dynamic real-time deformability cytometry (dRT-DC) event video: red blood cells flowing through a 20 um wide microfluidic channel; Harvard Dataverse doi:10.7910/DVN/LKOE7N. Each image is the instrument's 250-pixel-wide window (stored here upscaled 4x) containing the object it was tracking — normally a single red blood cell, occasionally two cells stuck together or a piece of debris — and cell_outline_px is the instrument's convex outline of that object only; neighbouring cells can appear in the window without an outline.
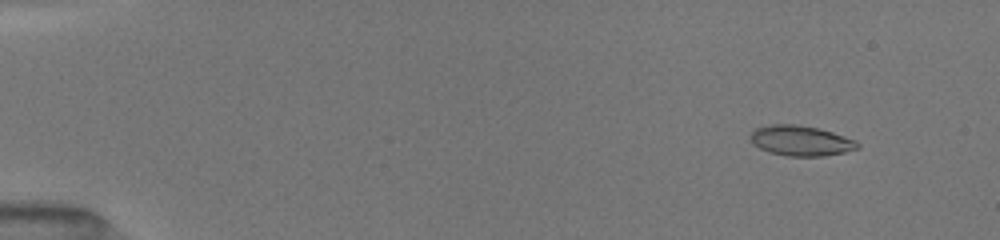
{"species": "common noctule bat (a hibernating species)", "species_latin": "Nyctalus noctula", "temperature_condition": "room temperature", "stored_images_in_passage": 15, "camera_frame_rate_fps": 3000, "um_per_image_px": 0.085, "animal": {"sex": "female", "body_mass_g": 19.5, "forearm_length_mm": 54.1}, "frame": {"image": 1, "passage_image": 3, "time_ms": 1.333, "image_size_px": [1000, 240], "cell_outline_px": [[860, 148], [844, 152], [824, 156], [788, 156], [768, 152], [752, 144], [748, 136], [756, 128], [772, 124], [796, 124], [820, 128], [856, 140], [860, 144]], "centroid_in_image_um": [68.06, 11.96], "position_along_channel_um": 16.9, "area_um2": 19.07}}
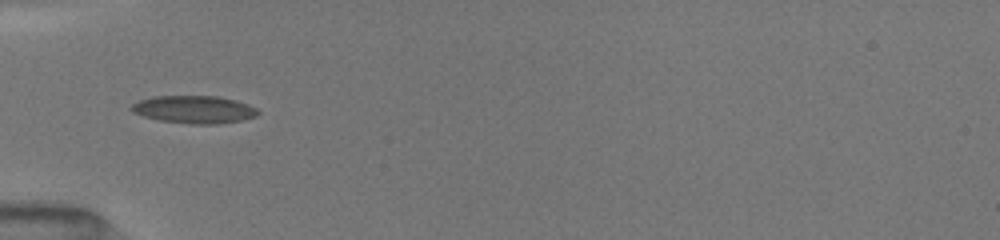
{"frame": {"image": 2, "passage_image": 12, "time_ms": 5.667, "image_size_px": [1000, 240], "cell_outline_px": [[260, 112], [256, 116], [240, 120], [220, 124], [192, 124], [160, 120], [144, 116], [132, 112], [128, 108], [132, 104], [140, 100], [152, 96], [220, 96], [236, 100], [248, 104], [256, 108]], "centroid_in_image_um": [16.5, 9.3], "position_along_channel_um": 68.5, "area_um2": 20.46}}
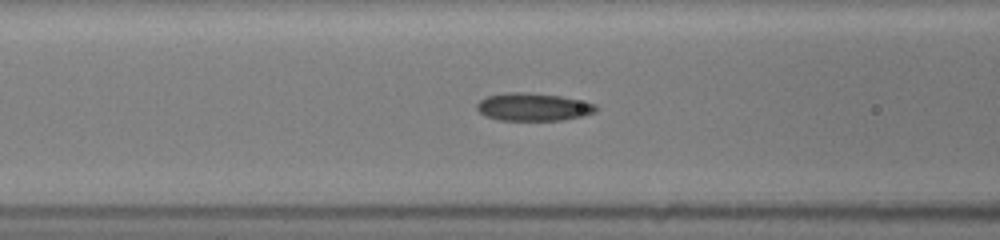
{"frame": {"image": 3, "passage_image": 15, "time_ms": 7.0, "image_size_px": [1000, 240], "cell_outline_px": [[596, 112], [584, 116], [560, 120], [500, 120], [484, 116], [476, 108], [476, 104], [480, 100], [488, 96], [508, 92], [528, 92], [560, 96], [596, 104]], "centroid_in_image_um": [45.3, 9.09], "position_along_channel_um": 121.3, "area_um2": 19.25}}